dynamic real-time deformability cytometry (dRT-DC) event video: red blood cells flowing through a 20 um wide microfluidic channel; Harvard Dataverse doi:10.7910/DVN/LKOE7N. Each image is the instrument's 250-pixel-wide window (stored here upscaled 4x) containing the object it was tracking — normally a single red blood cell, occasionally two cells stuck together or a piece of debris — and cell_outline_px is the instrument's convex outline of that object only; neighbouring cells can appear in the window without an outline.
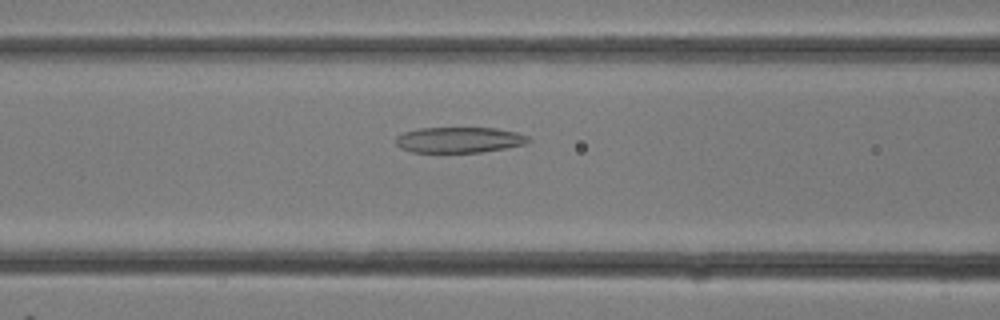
{"species": "common noctule bat (a hibernating species)", "species_latin": "Nyctalus noctula", "temperature_condition": "room temperature", "stored_images_in_passage": 29, "camera_frame_rate_fps": 3000, "um_per_image_px": 0.085, "animal": {"sex": "female"}, "frame": {"image": 1, "passage_image": 12, "time_ms": 3.667, "image_size_px": [1000, 320], "cell_outline_px": [[532, 140], [528, 144], [508, 148], [480, 152], [412, 152], [400, 148], [396, 144], [396, 136], [404, 132], [420, 128], [496, 128], [516, 132], [528, 136]], "centroid_in_image_um": [39.07, 11.89], "position_along_channel_um": 127.5, "area_um2": 20.0}}
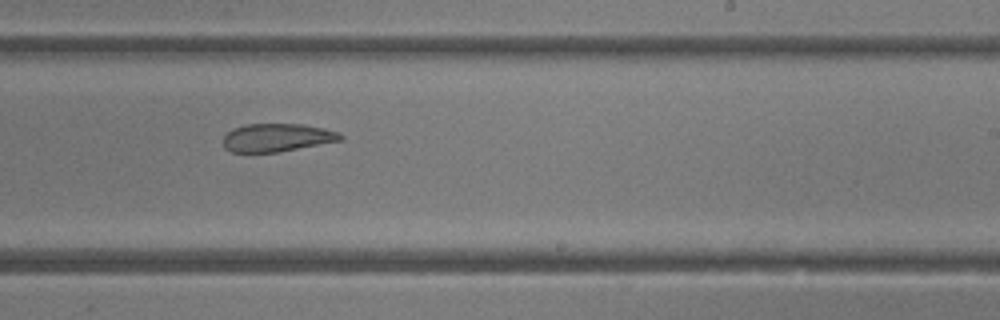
{"frame": {"image": 2, "passage_image": 18, "time_ms": 5.667, "image_size_px": [1000, 320], "cell_outline_px": [[344, 140], [280, 152], [232, 152], [224, 148], [224, 136], [232, 128], [244, 124], [304, 124], [324, 128], [340, 132], [344, 136]], "centroid_in_image_um": [23.59, 11.69], "position_along_channel_um": 265.4, "area_um2": 19.48}}
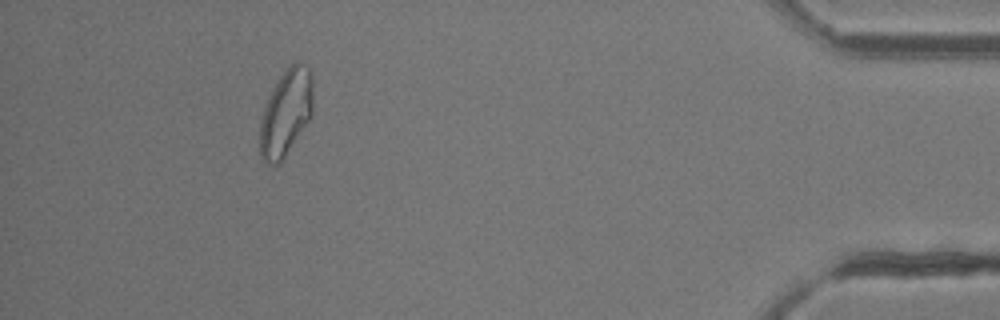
{"frame": {"image": 3, "passage_image": 27, "time_ms": 8.667, "image_size_px": [1000, 320], "cell_outline_px": [[312, 116], [280, 164], [276, 168], [272, 168], [260, 156], [260, 124], [264, 108], [272, 88], [280, 76], [296, 60], [300, 60], [308, 68], [312, 76]], "centroid_in_image_um": [24.3, 9.63], "position_along_channel_um": 410.9, "area_um2": 26.93}}